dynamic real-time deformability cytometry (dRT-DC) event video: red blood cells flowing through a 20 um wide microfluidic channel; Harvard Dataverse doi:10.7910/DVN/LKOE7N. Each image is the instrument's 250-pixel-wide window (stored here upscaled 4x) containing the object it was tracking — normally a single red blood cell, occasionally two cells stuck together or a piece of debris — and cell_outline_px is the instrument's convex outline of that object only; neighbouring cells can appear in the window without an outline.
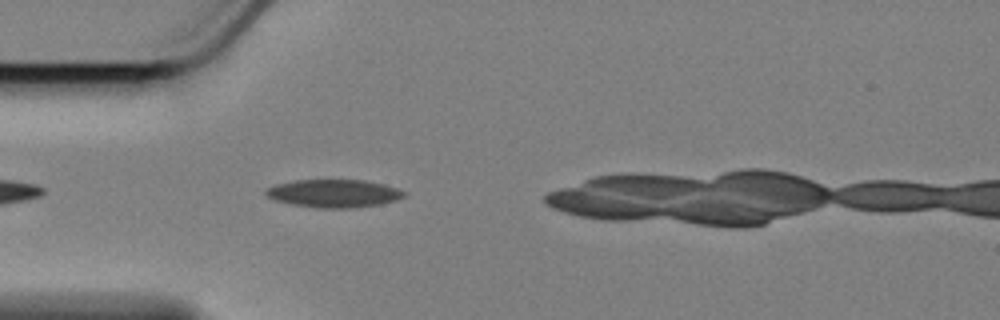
{"species": "Egyptian fruit bat (a non-hibernating species)", "species_latin": "Rousettus aegyptiacus", "temperature_condition": "cold", "stored_images_in_passage": 15, "camera_frame_rate_fps": 3000, "um_per_image_px": 0.085, "animal": {"sex": "female"}, "frame": {"image": 1, "passage_image": 4, "time_ms": 1.0, "image_size_px": [1000, 320], "cell_outline_px": [[408, 192], [404, 196], [396, 200], [380, 204], [348, 208], [324, 208], [292, 204], [276, 200], [268, 196], [264, 192], [268, 188], [276, 184], [296, 180], [364, 180], [384, 184]], "centroid_in_image_um": [28.41, 16.43], "position_along_channel_um": 56.6, "area_um2": 22.25}}
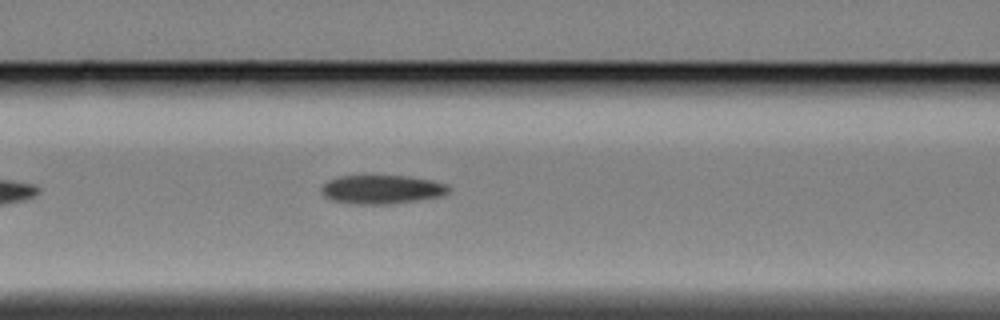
{"frame": {"image": 2, "passage_image": 11, "time_ms": 3.333, "image_size_px": [1000, 320], "cell_outline_px": [[452, 188], [444, 196], [388, 204], [352, 204], [332, 200], [324, 196], [320, 192], [320, 188], [328, 180], [340, 176], [408, 176], [432, 180], [448, 184]], "centroid_in_image_um": [32.47, 16.1], "position_along_channel_um": 134.1, "area_um2": 21.5}}
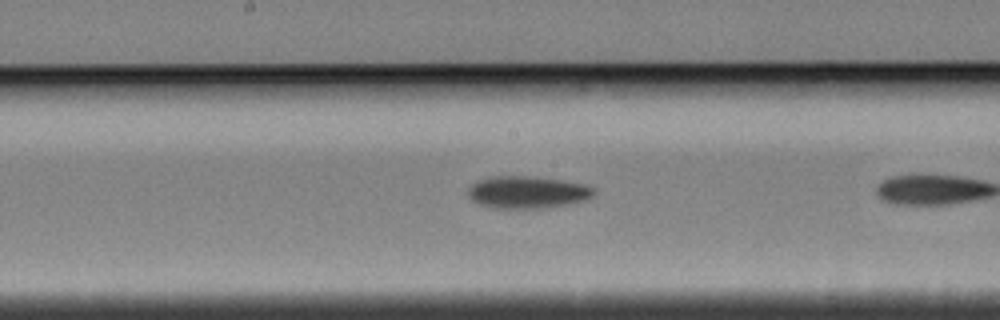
{"frame": {"image": 3, "passage_image": 14, "time_ms": 4.333, "image_size_px": [1000, 320], "cell_outline_px": [[596, 192], [592, 196], [584, 200], [568, 204], [548, 208], [492, 208], [480, 204], [472, 200], [468, 196], [468, 188], [476, 180], [492, 176], [528, 176], [560, 180], [584, 184], [596, 188]], "centroid_in_image_um": [44.81, 16.34], "position_along_channel_um": 203.4, "area_um2": 23.76}}